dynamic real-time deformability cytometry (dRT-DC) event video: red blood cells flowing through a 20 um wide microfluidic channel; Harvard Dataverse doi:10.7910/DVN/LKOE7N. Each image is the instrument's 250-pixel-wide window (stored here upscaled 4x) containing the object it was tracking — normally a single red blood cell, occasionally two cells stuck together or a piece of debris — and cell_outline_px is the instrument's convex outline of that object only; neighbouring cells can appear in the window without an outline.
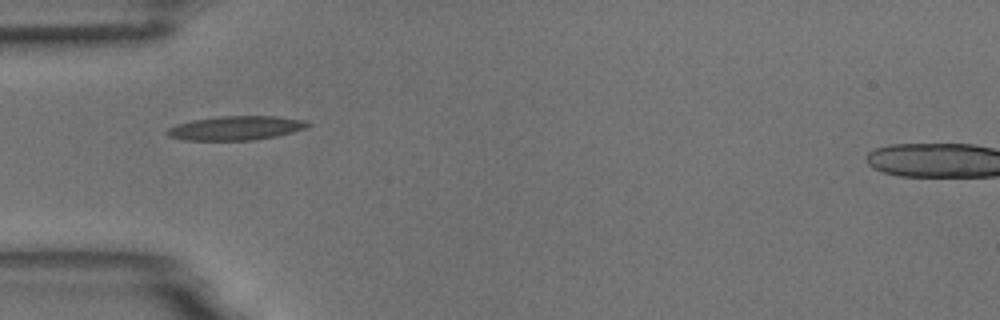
{"species": "common noctule bat (a hibernating species)", "species_latin": "Nyctalus noctula", "temperature_condition": "room temperature", "stored_images_in_passage": 29, "camera_frame_rate_fps": 3000, "um_per_image_px": 0.085, "animal": {"sex": "male", "body_mass_g": 18.8}, "frame": {"image": 1, "passage_image": 1, "time_ms": 0.0, "image_size_px": [1000, 320], "cell_outline_px": [[312, 124], [308, 128], [276, 136], [252, 140], [184, 140], [168, 136], [164, 132], [168, 128], [176, 124], [192, 120], [220, 116], [276, 116], [304, 120]], "centroid_in_image_um": [20.04, 10.88], "position_along_channel_um": 65.0, "area_um2": 19.83}}